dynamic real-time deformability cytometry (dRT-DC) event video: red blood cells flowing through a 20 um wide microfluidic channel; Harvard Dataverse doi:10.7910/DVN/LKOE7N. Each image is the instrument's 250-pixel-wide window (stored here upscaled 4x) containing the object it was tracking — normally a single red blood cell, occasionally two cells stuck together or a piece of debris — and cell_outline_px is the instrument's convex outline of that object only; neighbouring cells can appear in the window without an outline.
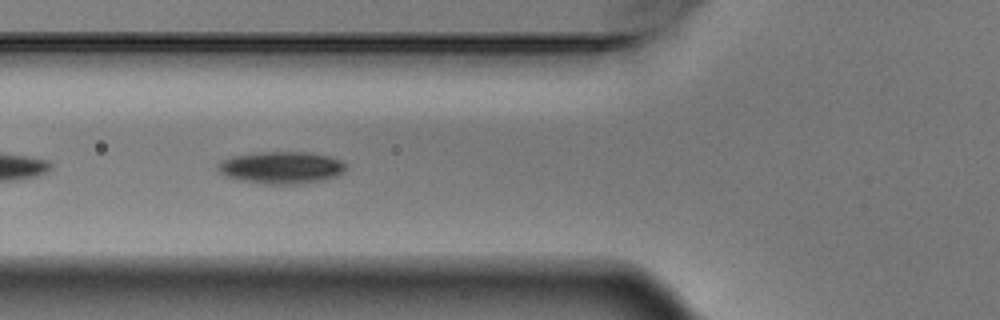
{"species": "Egyptian fruit bat (a non-hibernating species)", "species_latin": "Rousettus aegyptiacus", "temperature_condition": "warm", "stored_images_in_passage": 9, "camera_frame_rate_fps": 3000, "um_per_image_px": 0.085, "animal": {"sex": "male"}, "frame": {"image": 1, "passage_image": 4, "time_ms": 1.0, "image_size_px": [1000, 320], "cell_outline_px": [[344, 168], [336, 176], [324, 180], [300, 184], [264, 184], [236, 180], [220, 172], [216, 168], [216, 164], [232, 156], [256, 152], [304, 152], [328, 156], [340, 160], [344, 164]], "centroid_in_image_um": [23.85, 14.25], "position_along_channel_um": 101.9, "area_um2": 23.87}}
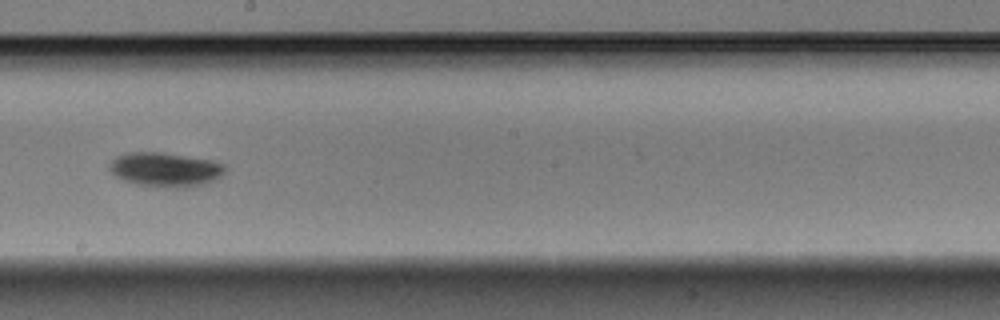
{"frame": {"image": 2, "passage_image": 7, "time_ms": 2.0, "image_size_px": [1000, 320], "cell_outline_px": [[228, 168], [220, 176], [204, 184], [184, 188], [172, 188], [136, 184], [124, 180], [116, 176], [108, 168], [108, 164], [116, 156], [128, 152], [164, 152], [212, 160], [224, 164]], "centroid_in_image_um": [14.05, 14.4], "position_along_channel_um": 234.2, "area_um2": 23.24}}
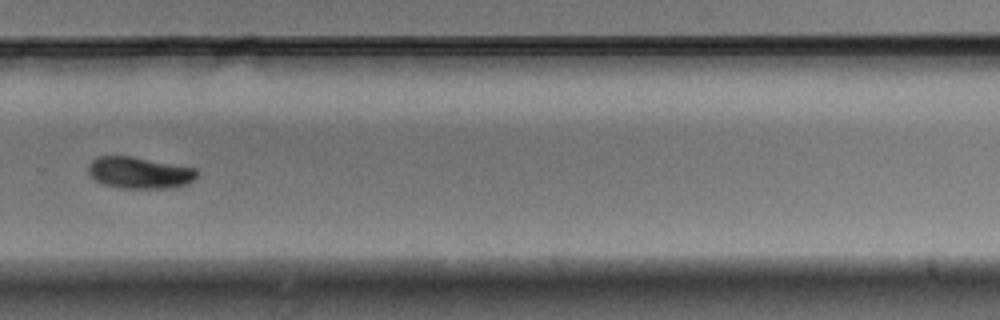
{"frame": {"image": 3, "passage_image": 9, "time_ms": 2.667, "image_size_px": [1000, 320], "cell_outline_px": [[196, 176], [192, 180], [184, 184], [168, 188], [120, 188], [104, 184], [96, 180], [88, 172], [88, 164], [92, 160], [100, 156], [132, 156], [196, 168]], "centroid_in_image_um": [11.82, 14.67], "position_along_channel_um": 318.0, "area_um2": 19.77}}